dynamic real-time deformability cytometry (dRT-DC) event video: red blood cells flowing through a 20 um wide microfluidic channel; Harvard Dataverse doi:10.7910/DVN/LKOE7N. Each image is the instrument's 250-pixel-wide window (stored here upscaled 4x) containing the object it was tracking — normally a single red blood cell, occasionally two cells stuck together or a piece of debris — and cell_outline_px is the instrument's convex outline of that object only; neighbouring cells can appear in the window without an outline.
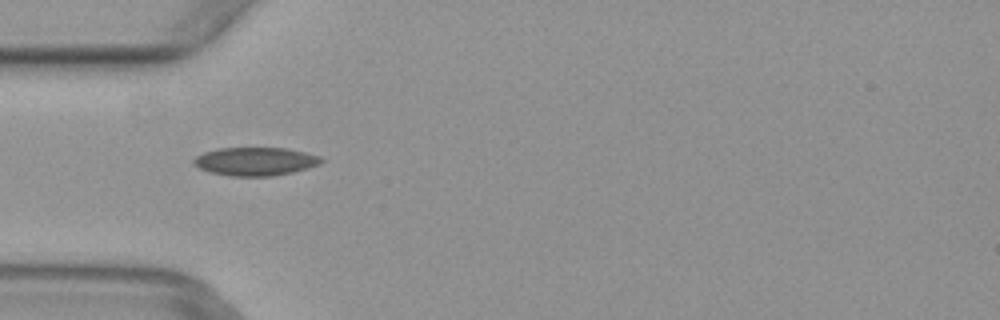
{"species": "common noctule bat (a hibernating species)", "species_latin": "Nyctalus noctula", "temperature_condition": "warm", "stored_images_in_passage": 2, "camera_frame_rate_fps": 3000, "um_per_image_px": 0.085, "animal": {"sex": "female", "body_mass_g": 29.2, "forearm_length_mm": 56.3}, "frame": {"image": 1, "passage_image": 2, "time_ms": 0.333, "image_size_px": [1000, 320], "cell_outline_px": [[324, 160], [320, 164], [292, 172], [272, 176], [232, 176], [208, 172], [200, 168], [192, 160], [196, 156], [204, 152], [220, 148], [288, 148], [320, 156]], "centroid_in_image_um": [21.71, 13.72], "position_along_channel_um": 63.3, "area_um2": 20.92}}